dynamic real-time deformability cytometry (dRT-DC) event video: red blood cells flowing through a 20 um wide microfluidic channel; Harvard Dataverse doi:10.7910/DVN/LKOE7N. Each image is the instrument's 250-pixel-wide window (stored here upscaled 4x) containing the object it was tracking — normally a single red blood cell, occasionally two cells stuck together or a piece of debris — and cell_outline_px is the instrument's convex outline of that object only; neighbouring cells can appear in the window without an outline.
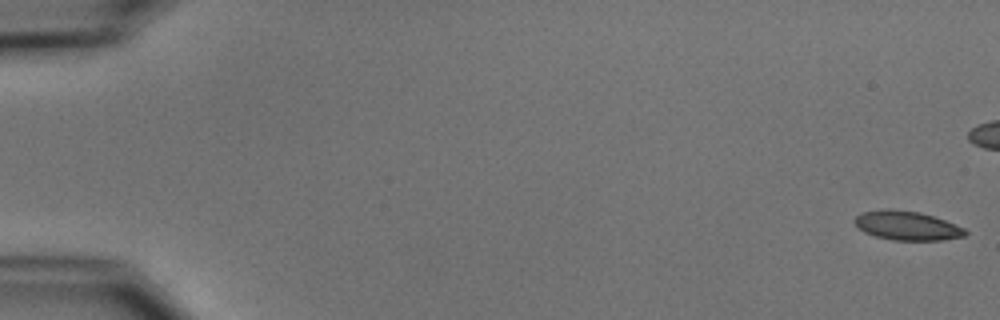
{"species": "common noctule bat (a hibernating species)", "species_latin": "Nyctalus noctula", "temperature_condition": "cold", "stored_images_in_passage": 55, "camera_frame_rate_fps": 3000, "um_per_image_px": 0.085, "animal": {"sex": "male", "body_mass_g": 15.6}, "frame": {"image": 1, "passage_image": 1, "time_ms": 0.0, "image_size_px": [1000, 320], "cell_outline_px": [[968, 232], [964, 236], [944, 240], [892, 240], [876, 236], [864, 232], [852, 220], [860, 212], [888, 208], [892, 208], [920, 212], [944, 220], [964, 228]], "centroid_in_image_um": [77.07, 19.17], "position_along_channel_um": 7.9, "area_um2": 18.79}}
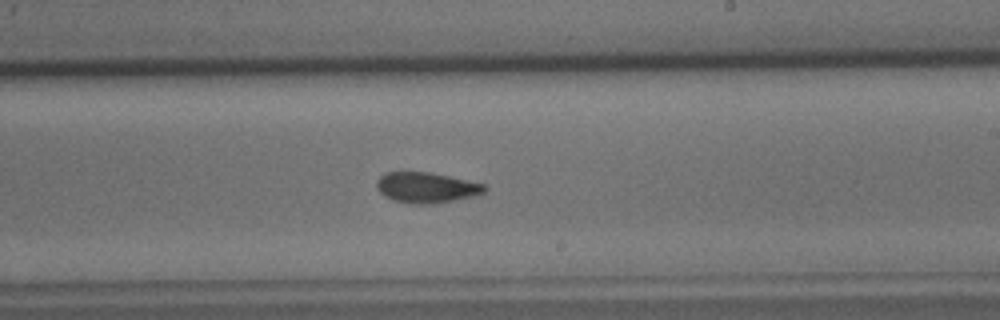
{"frame": {"image": 2, "passage_image": 33, "time_ms": 10.667, "image_size_px": [1000, 320], "cell_outline_px": [[488, 188], [480, 196], [432, 204], [412, 204], [392, 200], [384, 196], [376, 188], [376, 180], [384, 172], [428, 172], [488, 184]], "centroid_in_image_um": [36.28, 15.95], "position_along_channel_um": 252.7, "area_um2": 19.65}}
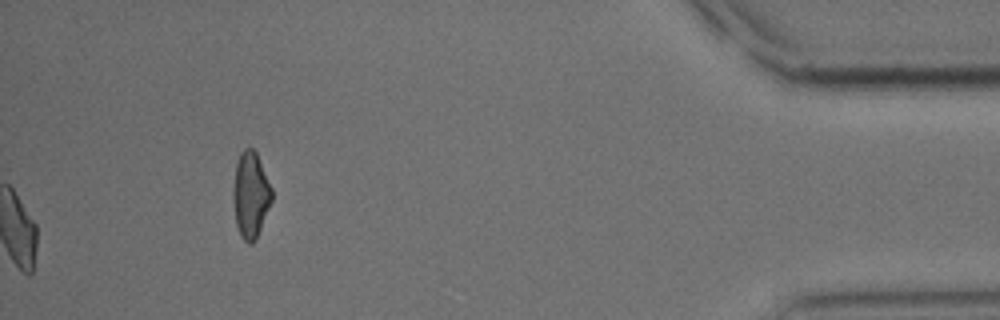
{"frame": {"image": 3, "passage_image": 55, "time_ms": 18.0, "image_size_px": [1000, 320], "cell_outline_px": [[272, 200], [256, 240], [252, 244], [248, 244], [240, 236], [236, 224], [232, 196], [232, 192], [236, 160], [240, 152], [244, 148], [252, 148], [256, 152], [272, 188]], "centroid_in_image_um": [21.28, 16.57], "position_along_channel_um": 413.9, "area_um2": 19.59}, "authors_computed_cell_mechanics": {"area_um2": 19.363, "velocity_mm_per_s": 3.7553, "shape_relaxation_time_tau1_ms": 7.0135, "shape_relaxation_time_tau2_ms": 2.8574, "deformation_change_tau1": 0.1328, "deformation_change_tau2": 0.0921}}